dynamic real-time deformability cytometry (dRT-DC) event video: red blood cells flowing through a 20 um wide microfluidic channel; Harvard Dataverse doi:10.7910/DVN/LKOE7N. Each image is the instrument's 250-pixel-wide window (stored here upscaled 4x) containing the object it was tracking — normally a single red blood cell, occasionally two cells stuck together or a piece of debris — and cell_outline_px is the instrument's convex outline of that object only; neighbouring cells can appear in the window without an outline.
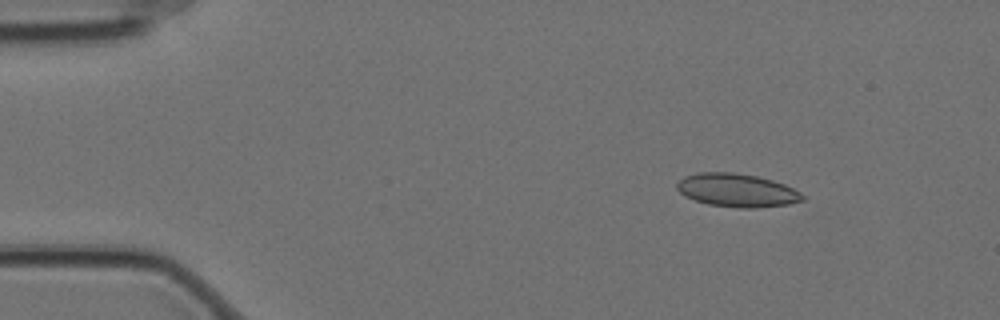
{"species": "Egyptian fruit bat (a non-hibernating species)", "species_latin": "Rousettus aegyptiacus", "temperature_condition": "cold", "stored_images_in_passage": 11, "camera_frame_rate_fps": 3000, "um_per_image_px": 0.085, "animal": {"sex": "female"}, "frame": {"image": 1, "passage_image": 2, "time_ms": 0.333, "image_size_px": [1000, 320], "cell_outline_px": [[804, 200], [788, 204], [756, 208], [736, 208], [708, 204], [684, 196], [676, 188], [676, 184], [684, 176], [700, 172], [732, 172], [756, 176], [772, 180], [784, 184], [800, 192], [804, 196]], "centroid_in_image_um": [62.63, 16.18], "position_along_channel_um": 22.4, "area_um2": 24.33}}
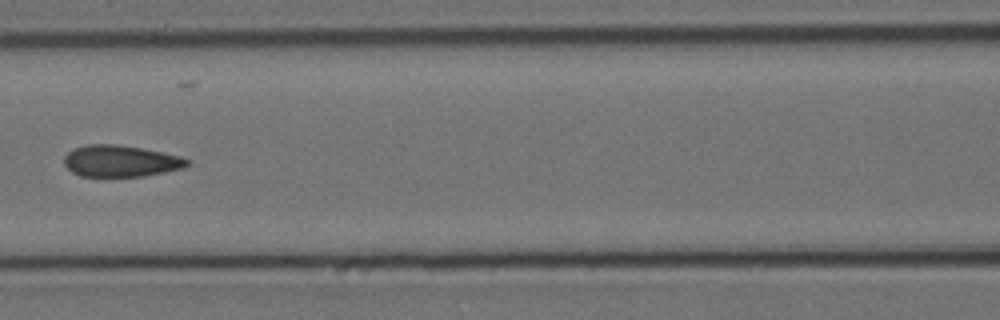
{"frame": {"image": 2, "passage_image": 7, "time_ms": 2.0, "image_size_px": [1000, 320], "cell_outline_px": [[188, 164], [184, 168], [144, 176], [80, 176], [72, 172], [64, 164], [64, 156], [72, 148], [88, 144], [116, 144], [140, 148], [180, 156], [188, 160]], "centroid_in_image_um": [10.21, 13.68], "position_along_channel_um": 156.4, "area_um2": 22.48}}
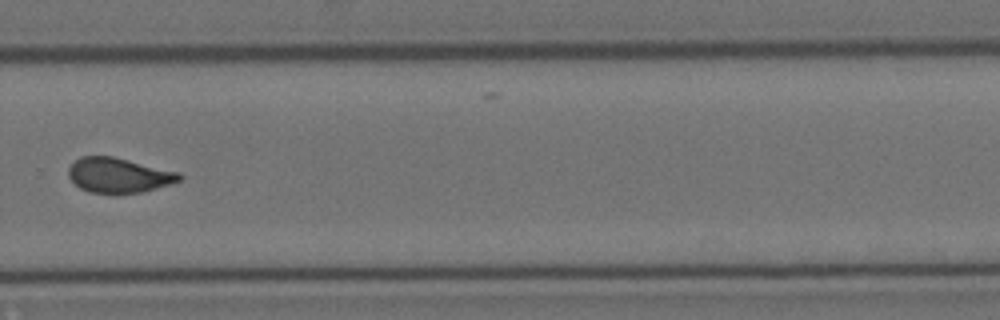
{"frame": {"image": 3, "passage_image": 11, "time_ms": 3.333, "image_size_px": [1000, 320], "cell_outline_px": [[184, 176], [180, 180], [168, 184], [140, 192], [88, 192], [80, 188], [68, 176], [68, 168], [80, 156], [112, 156], [180, 172]], "centroid_in_image_um": [10.08, 14.87], "position_along_channel_um": 319.7, "area_um2": 22.14}}